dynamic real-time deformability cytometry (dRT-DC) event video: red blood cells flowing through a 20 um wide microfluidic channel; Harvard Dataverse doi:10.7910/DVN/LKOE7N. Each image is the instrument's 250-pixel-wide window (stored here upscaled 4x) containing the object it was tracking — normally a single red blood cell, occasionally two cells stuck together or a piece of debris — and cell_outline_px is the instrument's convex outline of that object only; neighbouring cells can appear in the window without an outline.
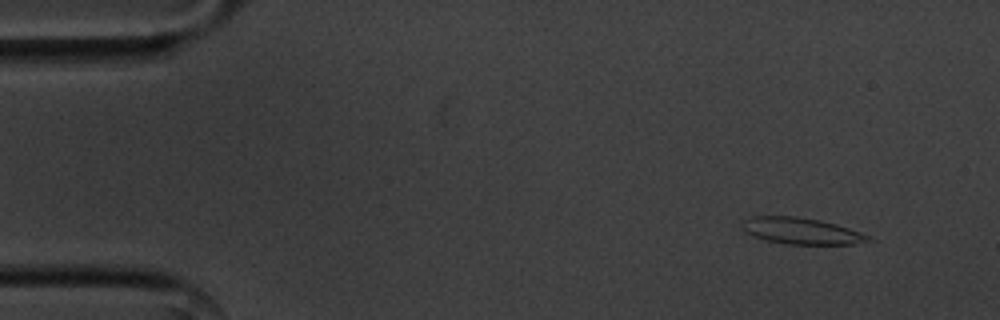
{"species": "common noctule bat (a hibernating species)", "species_latin": "Nyctalus noctula", "temperature_condition": "cold", "stored_images_in_passage": 51, "camera_frame_rate_fps": 3000, "um_per_image_px": 0.085, "animal": {"sex": "male", "body_mass_g": 20.1, "forearm_length_mm": 53.5}, "frame": {"image": 1, "passage_image": 1, "time_ms": 0.0, "image_size_px": [1000, 320], "cell_outline_px": [[876, 240], [852, 244], [784, 244], [752, 236], [744, 232], [740, 228], [744, 220], [752, 216], [796, 216], [820, 220], [836, 224], [860, 232]], "centroid_in_image_um": [68.08, 19.63], "position_along_channel_um": 16.9, "area_um2": 19.48}}
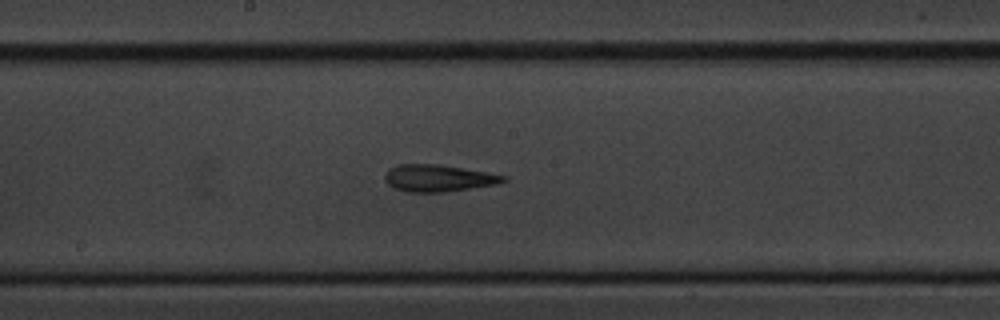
{"frame": {"image": 2, "passage_image": 25, "time_ms": 8.0, "image_size_px": [1000, 320], "cell_outline_px": [[508, 180], [496, 184], [444, 192], [408, 192], [392, 188], [384, 180], [384, 176], [388, 168], [396, 164], [440, 164], [508, 176]], "centroid_in_image_um": [37.21, 15.13], "position_along_channel_um": 211.0, "area_um2": 18.73}}
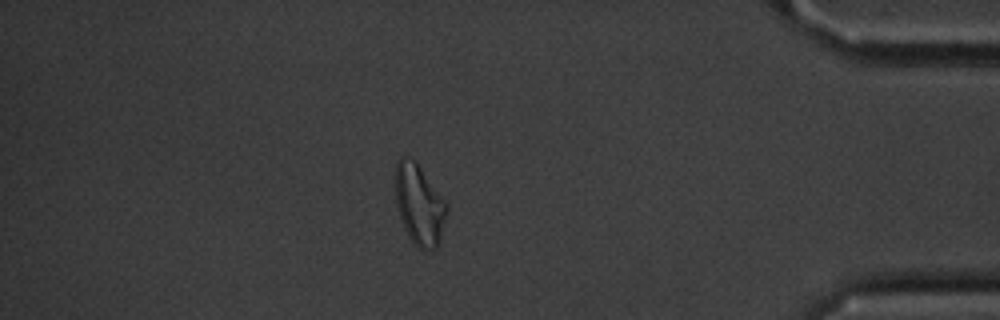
{"frame": {"image": 3, "passage_image": 44, "time_ms": 14.333, "image_size_px": [1000, 320], "cell_outline_px": [[448, 212], [440, 244], [436, 248], [420, 248], [408, 236], [400, 216], [396, 204], [396, 164], [400, 156], [404, 156], [416, 160], [448, 204]], "centroid_in_image_um": [35.68, 17.37], "position_along_channel_um": 399.5, "area_um2": 24.16}, "authors_computed_cell_mechanics": {"area_um2": 19.074, "velocity_mm_per_s": 3.5816, "shape_relaxation_time_tau1_ms": null, "shape_relaxation_time_tau2_ms": 3.6932, "deformation_change_tau1": null, "deformation_change_tau2": 0.1365}}